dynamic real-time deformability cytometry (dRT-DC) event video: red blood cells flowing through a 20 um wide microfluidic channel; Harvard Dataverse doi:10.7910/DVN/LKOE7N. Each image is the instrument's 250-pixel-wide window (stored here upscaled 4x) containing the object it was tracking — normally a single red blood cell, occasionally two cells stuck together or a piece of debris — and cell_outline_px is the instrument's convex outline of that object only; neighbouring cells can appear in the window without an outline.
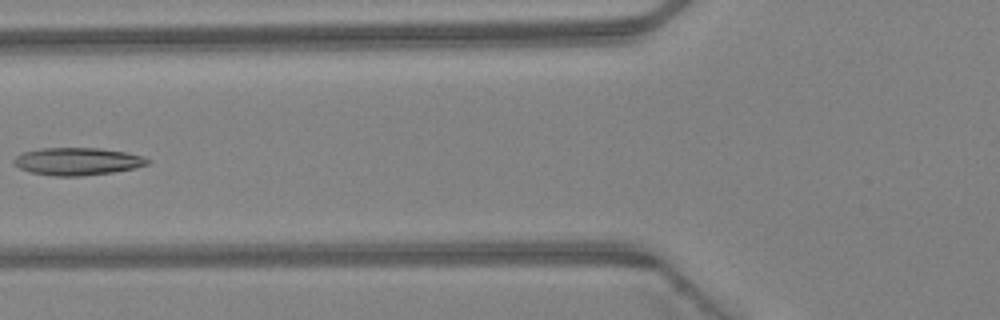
{"species": "Egyptian fruit bat (a non-hibernating species)", "species_latin": "Rousettus aegyptiacus", "temperature_condition": "warm", "stored_images_in_passage": 4, "camera_frame_rate_fps": 3000, "um_per_image_px": 0.085, "animal": {"sex": "female"}, "frame": {"image": 1, "passage_image": 4, "time_ms": 1.0, "image_size_px": [1000, 320], "cell_outline_px": [[148, 164], [132, 168], [112, 172], [80, 176], [56, 176], [32, 172], [20, 168], [12, 164], [12, 160], [20, 152], [40, 148], [100, 148], [128, 152], [140, 156], [148, 160]], "centroid_in_image_um": [6.51, 13.7], "position_along_channel_um": 119.3, "area_um2": 21.33}}